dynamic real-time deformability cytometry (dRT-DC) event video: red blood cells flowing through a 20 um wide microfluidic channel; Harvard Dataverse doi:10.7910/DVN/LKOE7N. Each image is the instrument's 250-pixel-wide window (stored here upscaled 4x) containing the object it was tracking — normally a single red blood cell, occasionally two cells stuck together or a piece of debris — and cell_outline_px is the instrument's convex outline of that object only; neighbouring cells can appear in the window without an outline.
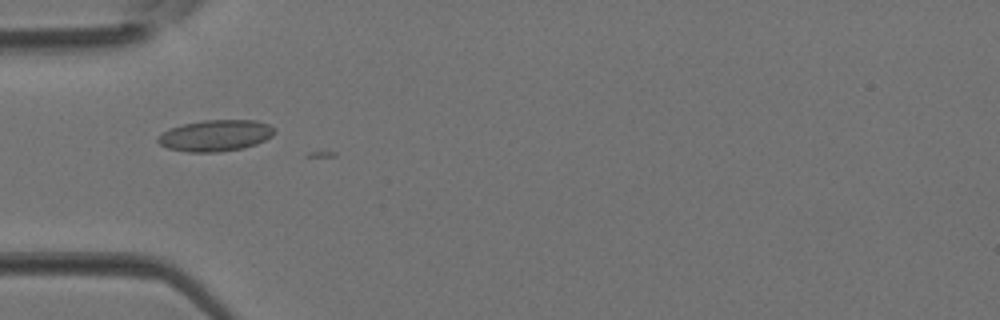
{"species": "Egyptian fruit bat (a non-hibernating species)", "species_latin": "Rousettus aegyptiacus", "temperature_condition": "room temperature", "stored_images_in_passage": 26, "camera_frame_rate_fps": 3000, "um_per_image_px": 0.085, "animal": {"sex": "female"}, "frame": {"image": 1, "passage_image": 12, "time_ms": 3.667, "image_size_px": [1000, 320], "cell_outline_px": [[276, 132], [272, 136], [256, 144], [244, 148], [220, 152], [188, 152], [168, 148], [160, 144], [156, 140], [168, 128], [184, 124], [204, 120], [256, 120], [268, 124], [276, 128]], "centroid_in_image_um": [18.35, 11.52], "position_along_channel_um": 66.6, "area_um2": 21.33}}